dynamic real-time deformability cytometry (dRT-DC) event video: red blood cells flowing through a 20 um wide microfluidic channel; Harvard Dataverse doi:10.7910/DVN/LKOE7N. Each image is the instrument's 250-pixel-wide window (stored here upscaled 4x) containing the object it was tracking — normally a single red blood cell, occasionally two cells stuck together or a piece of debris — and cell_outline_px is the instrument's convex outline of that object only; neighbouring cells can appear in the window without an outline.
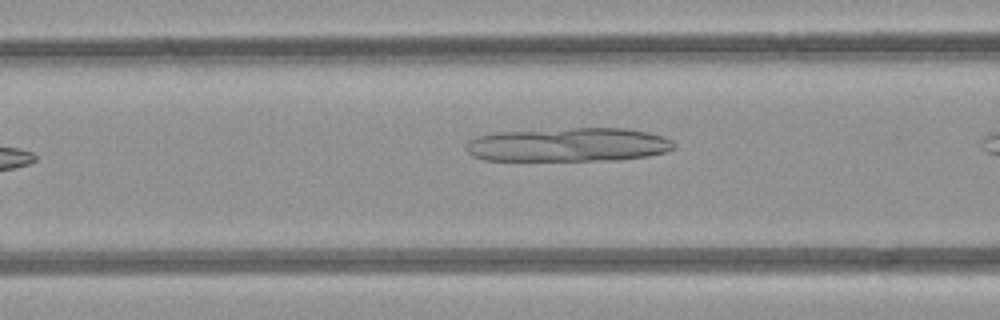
{"species": "common noctule bat (a hibernating species)", "species_latin": "Nyctalus noctula", "temperature_condition": "room temperature", "stored_images_in_passage": 4, "camera_frame_rate_fps": 3000, "um_per_image_px": 0.085, "animal": {"sex": "female", "body_mass_g": 21.9}, "frame": {"image": 1, "passage_image": 4, "time_ms": 3.333, "image_size_px": [1000, 320], "cell_outline_px": [[676, 148], [668, 152], [644, 156], [616, 160], [484, 160], [472, 156], [464, 148], [468, 140], [476, 136], [496, 132], [572, 128], [624, 128], [648, 132], [664, 136], [672, 140], [676, 144]], "centroid_in_image_um": [48.32, 12.3], "position_along_channel_um": 118.3, "area_um2": 41.33}}